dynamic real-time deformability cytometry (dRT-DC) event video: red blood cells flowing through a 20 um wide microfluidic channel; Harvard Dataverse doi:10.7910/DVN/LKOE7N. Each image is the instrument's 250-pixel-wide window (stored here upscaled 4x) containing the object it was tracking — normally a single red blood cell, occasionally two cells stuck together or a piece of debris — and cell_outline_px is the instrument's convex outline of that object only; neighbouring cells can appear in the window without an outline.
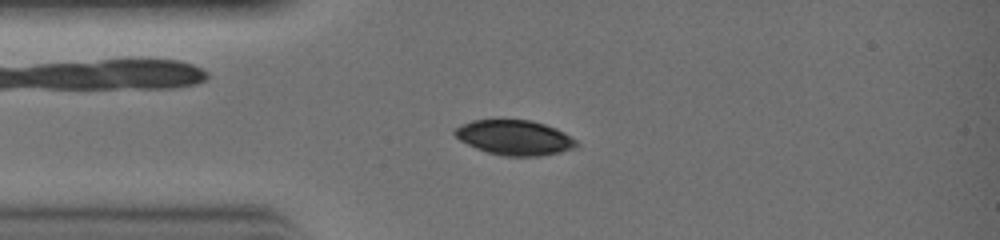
{"species": "common noctule bat (a hibernating species)", "species_latin": "Nyctalus noctula", "temperature_condition": "warm", "stored_images_in_passage": 6, "camera_frame_rate_fps": 3000, "um_per_image_px": 0.085, "animal": {"sex": "female", "body_mass_g": 19.0, "forearm_length_mm": 51.5}, "frame": {"image": 1, "passage_image": 3, "time_ms": 0.667, "image_size_px": [1000, 240], "cell_outline_px": [[580, 144], [576, 148], [560, 152], [540, 156], [504, 156], [488, 152], [476, 148], [460, 140], [452, 132], [456, 128], [472, 120], [532, 120], [556, 128], [564, 132], [576, 140]], "centroid_in_image_um": [43.78, 11.7], "position_along_channel_um": 41.2, "area_um2": 24.68}}